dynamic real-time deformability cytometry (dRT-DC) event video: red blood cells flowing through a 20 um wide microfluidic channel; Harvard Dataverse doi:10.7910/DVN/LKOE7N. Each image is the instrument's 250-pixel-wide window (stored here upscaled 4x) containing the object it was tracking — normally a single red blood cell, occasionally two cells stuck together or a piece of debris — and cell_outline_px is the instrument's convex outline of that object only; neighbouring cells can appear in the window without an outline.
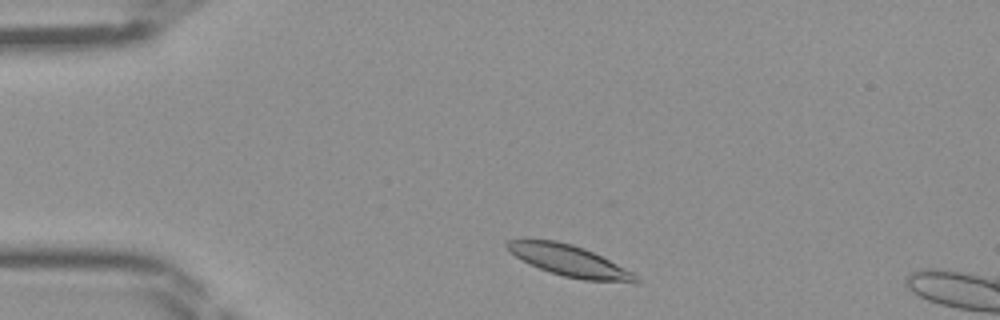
{"species": "Egyptian fruit bat (a non-hibernating species)", "species_latin": "Rousettus aegyptiacus", "temperature_condition": "room temperature", "stored_images_in_passage": 41, "segment_of_instrument_passage": [1, 2], "camera_frame_rate_fps": 3000, "um_per_image_px": 0.085, "frame": {"image": 1, "passage_image": 3, "time_ms": 0.667, "image_size_px": [1000, 320], "cell_outline_px": [[640, 280], [636, 284], [584, 280], [564, 276], [540, 268], [516, 256], [504, 244], [508, 240], [556, 240], [572, 244], [584, 248], [640, 276]], "centroid_in_image_um": [48.5, 22.19], "position_along_channel_um": 36.5, "area_um2": 23.0}}
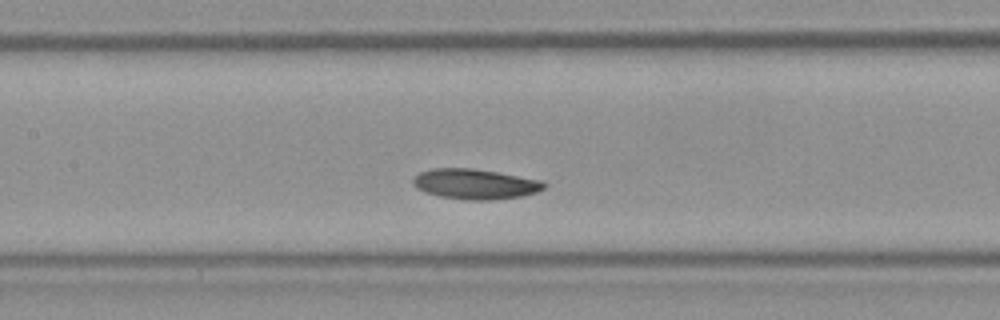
{"frame": {"image": 2, "passage_image": 15, "time_ms": 4.667, "image_size_px": [1000, 320], "cell_outline_px": [[548, 184], [544, 188], [536, 192], [520, 196], [492, 200], [468, 200], [440, 196], [424, 192], [416, 188], [412, 184], [412, 180], [420, 172], [432, 168], [472, 168], [544, 180]], "centroid_in_image_um": [40.39, 15.64], "position_along_channel_um": 167.0, "area_um2": 23.12}}
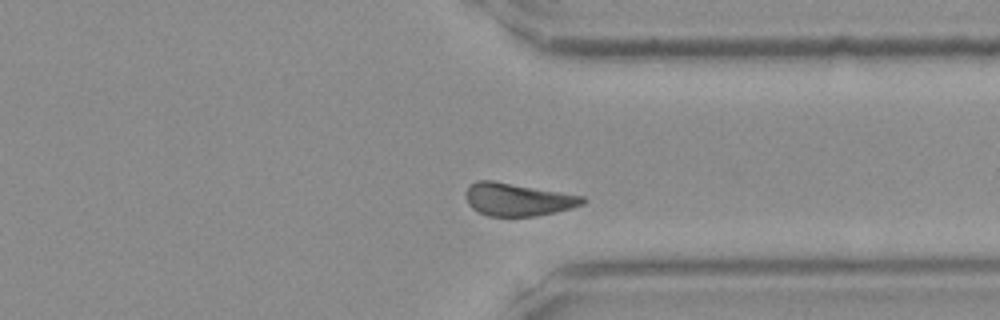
{"frame": {"image": 3, "passage_image": 29, "time_ms": 9.333, "image_size_px": [1000, 320], "cell_outline_px": [[588, 200], [584, 204], [572, 208], [556, 212], [536, 216], [488, 216], [472, 208], [468, 204], [464, 196], [464, 192], [476, 180], [492, 180], [584, 196]], "centroid_in_image_um": [44.02, 16.96], "position_along_channel_um": 367.4, "area_um2": 22.43}}